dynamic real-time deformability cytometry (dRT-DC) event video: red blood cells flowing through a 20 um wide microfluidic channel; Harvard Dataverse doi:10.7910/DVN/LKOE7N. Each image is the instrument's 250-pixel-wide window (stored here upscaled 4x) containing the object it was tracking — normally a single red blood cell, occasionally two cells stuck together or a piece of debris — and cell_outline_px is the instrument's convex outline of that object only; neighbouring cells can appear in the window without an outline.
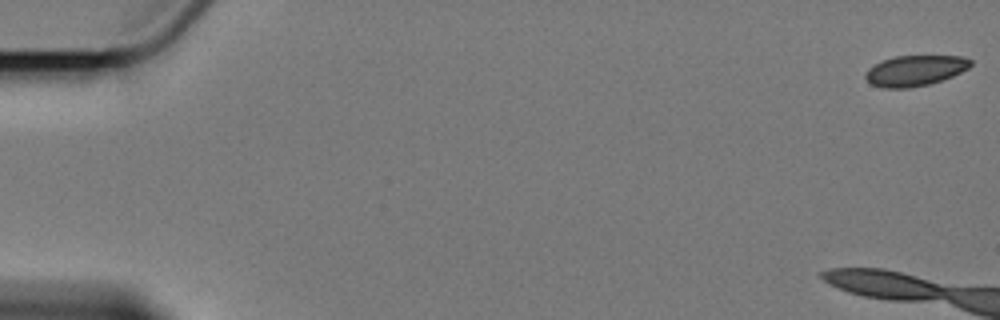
{"species": "Egyptian fruit bat (a non-hibernating species)", "species_latin": "Rousettus aegyptiacus", "temperature_condition": "cold", "stored_images_in_passage": 5, "camera_frame_rate_fps": 3000, "um_per_image_px": 0.085, "animal": {"sex": "female"}, "frame": {"image": 1, "passage_image": 1, "time_ms": 0.0, "image_size_px": [1000, 320], "cell_outline_px": [[972, 64], [968, 68], [952, 76], [928, 84], [908, 88], [884, 88], [872, 84], [864, 76], [864, 72], [868, 68], [880, 60], [892, 56], [964, 56], [972, 60]], "centroid_in_image_um": [77.74, 5.98], "position_along_channel_um": 7.3, "area_um2": 18.79}}
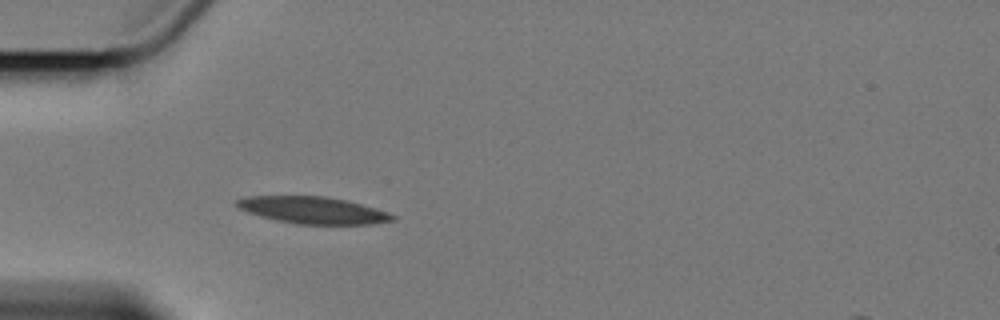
{"frame": {"image": 2, "passage_image": 5, "time_ms": 7.667, "image_size_px": [1000, 320], "cell_outline_px": [[396, 220], [372, 224], [296, 224], [276, 220], [260, 216], [248, 212], [240, 208], [236, 204], [236, 200], [244, 196], [324, 196], [344, 200], [376, 208], [388, 212], [396, 216]], "centroid_in_image_um": [26.61, 17.87], "position_along_channel_um": 58.4, "area_um2": 24.33}}